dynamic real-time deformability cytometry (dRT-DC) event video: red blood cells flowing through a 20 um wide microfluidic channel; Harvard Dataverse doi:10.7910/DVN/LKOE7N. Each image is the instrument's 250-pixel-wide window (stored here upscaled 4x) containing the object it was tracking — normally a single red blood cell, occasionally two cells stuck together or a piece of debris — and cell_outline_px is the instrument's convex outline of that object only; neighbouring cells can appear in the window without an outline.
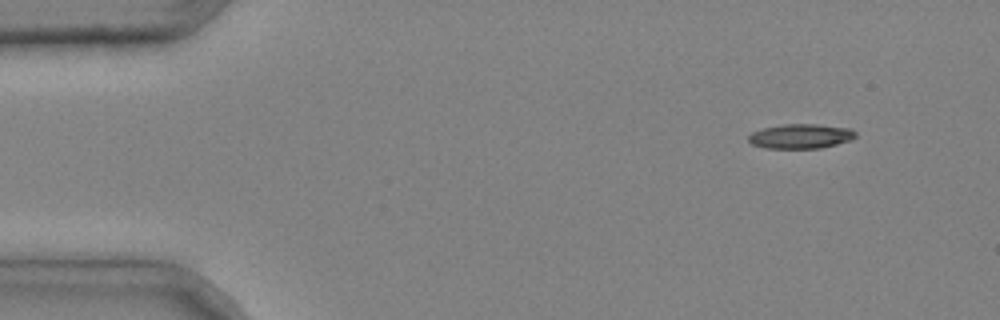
{"species": "common noctule bat (a hibernating species)", "species_latin": "Nyctalus noctula", "temperature_condition": "cold", "stored_images_in_passage": 4, "segment_of_instrument_passage": [2, 2], "camera_frame_rate_fps": 3000, "um_per_image_px": 0.085, "animal": {"sex": "male", "body_mass_g": 20.4}, "frame": {"image": 1, "passage_image": 4, "time_ms": 1.0, "image_size_px": [1000, 320], "cell_outline_px": [[856, 136], [852, 140], [820, 148], [764, 148], [752, 144], [748, 140], [748, 136], [752, 132], [764, 128], [784, 124], [816, 124], [852, 128], [856, 132]], "centroid_in_image_um": [68.08, 11.58], "position_along_channel_um": 16.9, "area_um2": 15.37}}